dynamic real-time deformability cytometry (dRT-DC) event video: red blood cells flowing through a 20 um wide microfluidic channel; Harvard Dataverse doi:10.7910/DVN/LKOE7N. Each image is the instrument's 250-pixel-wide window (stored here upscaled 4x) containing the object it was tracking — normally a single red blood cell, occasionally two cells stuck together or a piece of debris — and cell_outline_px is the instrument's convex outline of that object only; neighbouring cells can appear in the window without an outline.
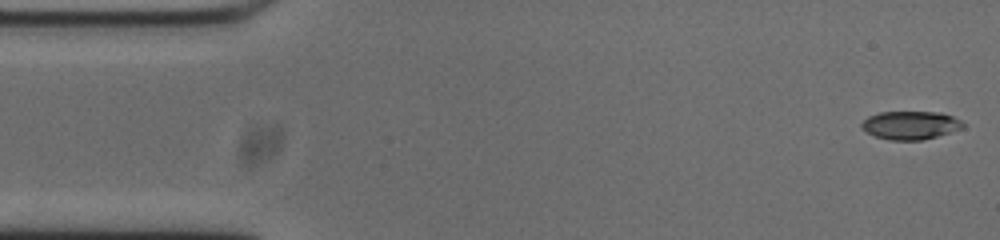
{"species": "common noctule bat (a hibernating species)", "species_latin": "Nyctalus noctula", "temperature_condition": "cold", "stored_images_in_passage": 53, "camera_frame_rate_fps": 3000, "um_per_image_px": 0.085, "animal": {"sex": "male", "body_mass_g": 20.0, "forearm_length_mm": 53.3}, "frame": {"image": 1, "passage_image": 1, "time_ms": 0.0, "image_size_px": [1000, 240], "cell_outline_px": [[964, 128], [924, 140], [888, 140], [876, 136], [868, 132], [860, 124], [868, 116], [880, 112], [940, 112], [952, 116], [960, 120], [964, 124]], "centroid_in_image_um": [77.41, 10.64], "position_along_channel_um": 7.6, "area_um2": 16.65}}
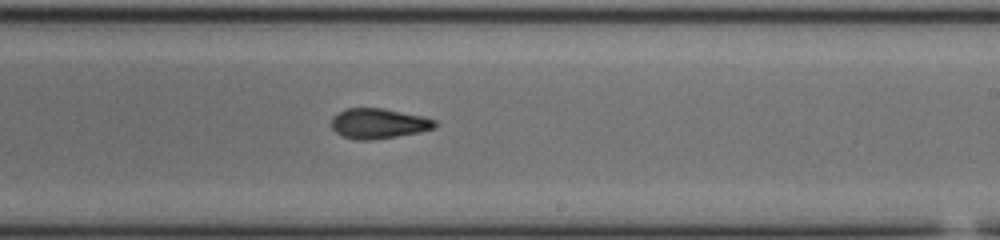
{"frame": {"image": 2, "passage_image": 30, "time_ms": 9.667, "image_size_px": [1000, 240], "cell_outline_px": [[436, 124], [432, 128], [420, 132], [372, 140], [356, 140], [340, 136], [332, 128], [332, 116], [336, 112], [344, 108], [384, 108], [424, 116], [436, 120]], "centroid_in_image_um": [32.13, 10.49], "position_along_channel_um": 256.9, "area_um2": 18.38}}
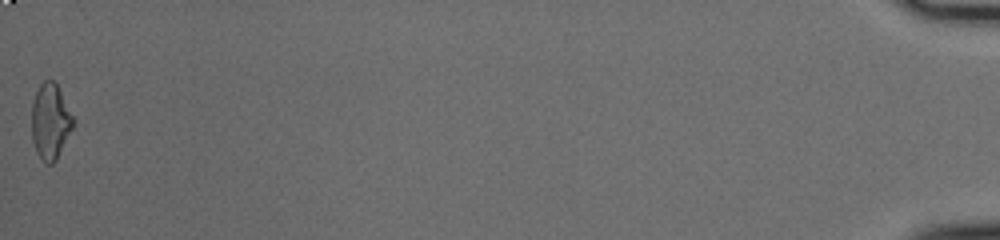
{"frame": {"image": 3, "passage_image": 53, "time_ms": 17.333, "image_size_px": [1000, 240], "cell_outline_px": [[72, 128], [56, 160], [52, 164], [48, 164], [36, 152], [32, 140], [32, 100], [40, 84], [44, 80], [52, 80], [56, 84], [72, 116]], "centroid_in_image_um": [4.24, 10.32], "position_along_channel_um": 431.0, "area_um2": 17.74}, "authors_computed_cell_mechanics": {"area_um2": 18.0336, "velocity_mm_per_s": 3.7394, "shape_relaxation_time_tau1_ms": 5.9545, "shape_relaxation_time_tau2_ms": 2.498, "deformation_change_tau1": 0.1894, "deformation_change_tau2": 0.085}}